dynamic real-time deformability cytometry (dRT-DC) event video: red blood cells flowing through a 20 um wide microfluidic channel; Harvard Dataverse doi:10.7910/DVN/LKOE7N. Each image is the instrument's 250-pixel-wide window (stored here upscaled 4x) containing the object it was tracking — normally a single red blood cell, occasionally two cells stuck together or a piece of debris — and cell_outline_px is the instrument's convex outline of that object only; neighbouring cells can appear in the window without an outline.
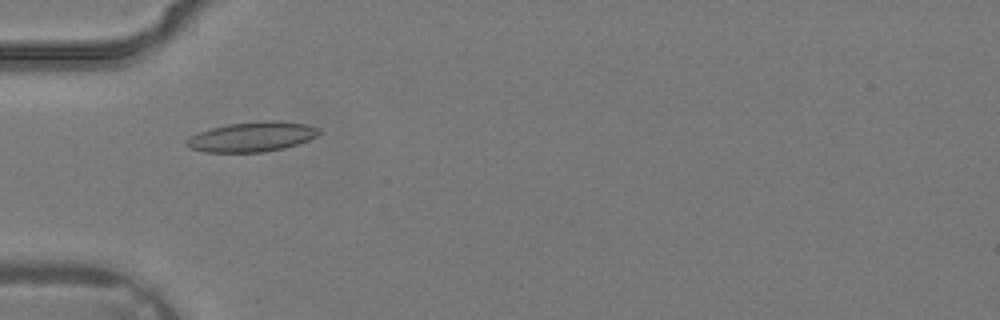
{"species": "common noctule bat (a hibernating species)", "species_latin": "Nyctalus noctula", "temperature_condition": "warm", "stored_images_in_passage": 20, "camera_frame_rate_fps": 3000, "um_per_image_px": 0.085, "animal": {"sex": "male", "body_mass_g": 19.2, "forearm_length_mm": 51.8}, "frame": {"image": 1, "passage_image": 6, "time_ms": 1.667, "image_size_px": [1000, 320], "cell_outline_px": [[320, 132], [316, 136], [308, 140], [284, 148], [264, 152], [204, 152], [192, 148], [184, 144], [184, 140], [200, 132], [212, 128], [228, 124], [264, 120], [276, 120], [304, 124], [320, 128]], "centroid_in_image_um": [21.42, 11.62], "position_along_channel_um": 63.6, "area_um2": 22.89}}
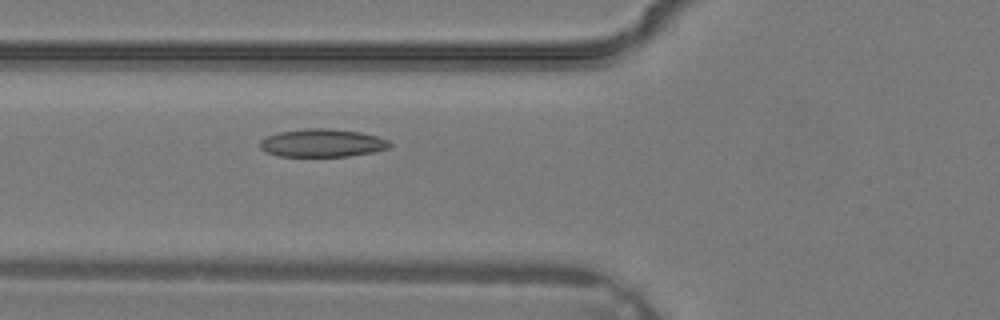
{"frame": {"image": 2, "passage_image": 8, "time_ms": 2.333, "image_size_px": [1000, 320], "cell_outline_px": [[392, 144], [388, 148], [372, 152], [348, 156], [280, 156], [264, 152], [260, 148], [260, 140], [268, 136], [280, 132], [308, 128], [328, 128], [360, 132], [376, 136], [388, 140]], "centroid_in_image_um": [27.38, 12.15], "position_along_channel_um": 98.4, "area_um2": 21.04}}
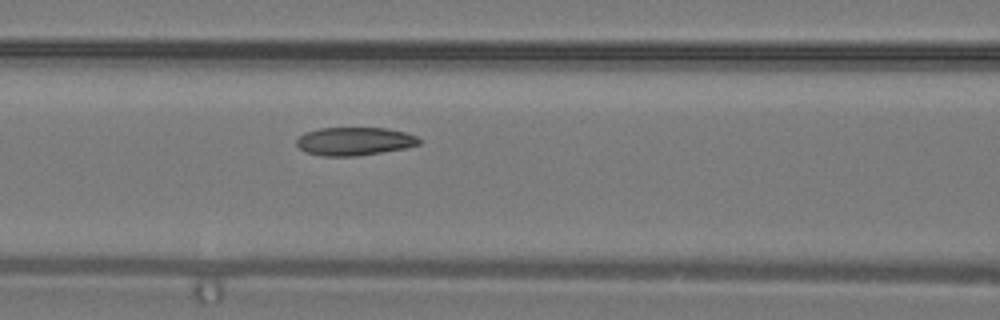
{"frame": {"image": 3, "passage_image": 10, "time_ms": 3.0, "image_size_px": [1000, 320], "cell_outline_px": [[420, 144], [408, 148], [356, 156], [320, 156], [304, 152], [296, 144], [296, 140], [304, 132], [320, 128], [388, 128], [404, 132], [416, 136], [420, 140]], "centroid_in_image_um": [30.11, 12.01], "position_along_channel_um": 136.5, "area_um2": 20.29}}